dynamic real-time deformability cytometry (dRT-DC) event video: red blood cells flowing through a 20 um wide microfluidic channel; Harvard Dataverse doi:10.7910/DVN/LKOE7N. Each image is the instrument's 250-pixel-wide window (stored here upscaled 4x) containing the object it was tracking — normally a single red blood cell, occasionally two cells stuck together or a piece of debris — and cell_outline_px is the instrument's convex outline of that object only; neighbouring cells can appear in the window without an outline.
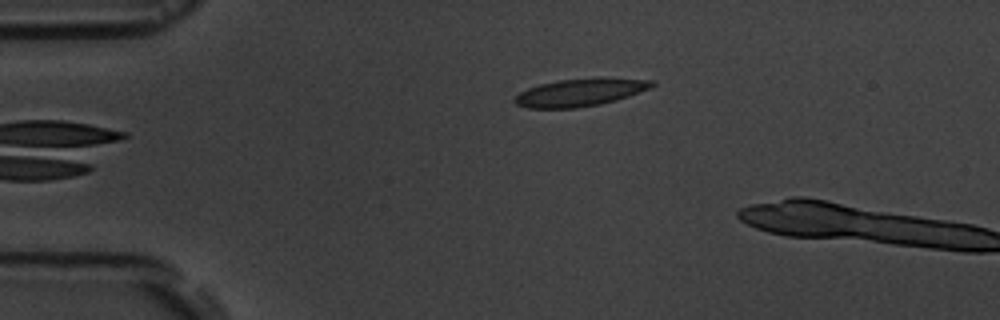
{"species": "common noctule bat (a hibernating species)", "species_latin": "Nyctalus noctula", "temperature_condition": "room temperature", "stored_images_in_passage": 6, "camera_frame_rate_fps": 3000, "um_per_image_px": 0.085, "animal": {"sex": "male", "body_mass_g": 19.5, "forearm_length_mm": 54.6}, "frame": {"image": 1, "passage_image": 6, "time_ms": 5.667, "image_size_px": [1000, 320], "cell_outline_px": [[656, 84], [648, 88], [628, 96], [616, 100], [600, 104], [576, 108], [528, 108], [516, 104], [512, 100], [520, 92], [528, 88], [540, 84], [560, 80], [600, 76], [604, 76], [652, 80]], "centroid_in_image_um": [49.32, 7.83], "position_along_channel_um": 35.7, "area_um2": 22.31}}